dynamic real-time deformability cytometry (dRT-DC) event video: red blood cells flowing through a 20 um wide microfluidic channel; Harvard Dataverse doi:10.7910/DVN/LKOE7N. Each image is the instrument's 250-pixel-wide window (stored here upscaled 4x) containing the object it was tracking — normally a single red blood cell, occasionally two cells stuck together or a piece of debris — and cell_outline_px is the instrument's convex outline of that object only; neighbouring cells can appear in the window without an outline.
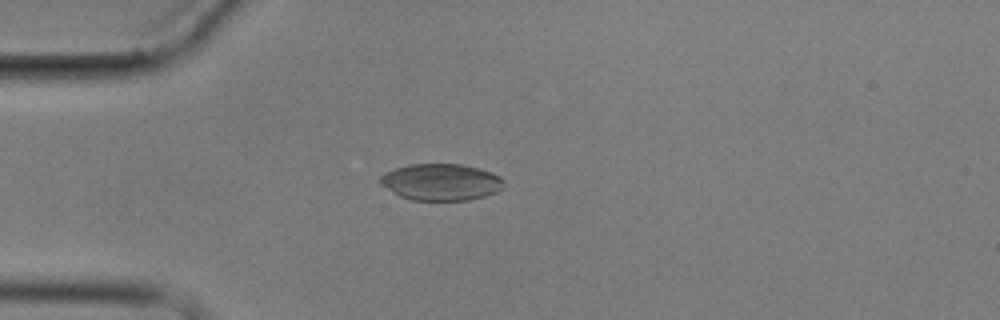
{"species": "common noctule bat (a hibernating species)", "species_latin": "Nyctalus noctula", "temperature_condition": "cold", "stored_images_in_passage": 5, "camera_frame_rate_fps": 3000, "um_per_image_px": 0.085, "animal": {"sex": "male", "body_mass_g": 17.9}, "frame": {"image": 1, "passage_image": 5, "time_ms": 4.667, "image_size_px": [1000, 320], "cell_outline_px": [[504, 188], [496, 192], [484, 196], [468, 200], [412, 200], [400, 196], [380, 184], [376, 180], [380, 176], [396, 168], [408, 164], [460, 164], [480, 168], [492, 172], [500, 176], [504, 180]], "centroid_in_image_um": [37.51, 15.47], "position_along_channel_um": 47.5, "area_um2": 26.53}}